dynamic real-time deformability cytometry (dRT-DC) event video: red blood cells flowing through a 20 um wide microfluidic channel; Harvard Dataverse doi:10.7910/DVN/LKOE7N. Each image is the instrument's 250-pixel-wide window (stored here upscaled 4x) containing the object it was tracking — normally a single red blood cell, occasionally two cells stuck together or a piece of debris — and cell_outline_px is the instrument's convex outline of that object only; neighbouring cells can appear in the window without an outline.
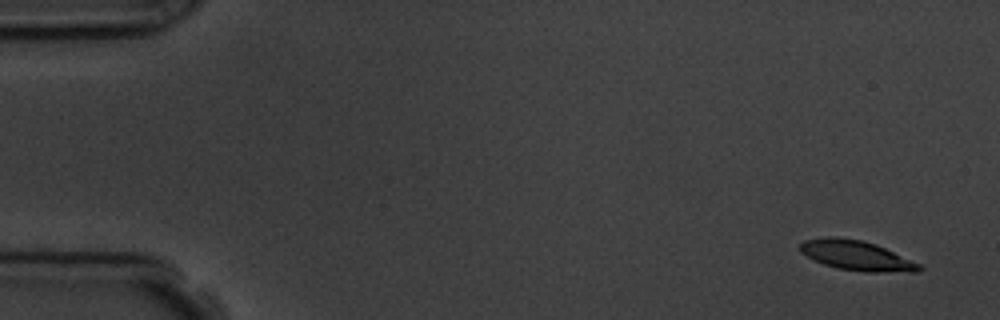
{"species": "common noctule bat (a hibernating species)", "species_latin": "Nyctalus noctula", "temperature_condition": "room temperature", "stored_images_in_passage": 4, "camera_frame_rate_fps": 3000, "um_per_image_px": 0.085, "animal": {"sex": "male", "body_mass_g": 19.5, "forearm_length_mm": 54.6}, "frame": {"image": 1, "passage_image": 1, "time_ms": 0.0, "image_size_px": [1000, 320], "cell_outline_px": [[924, 268], [916, 272], [868, 272], [836, 268], [824, 264], [800, 252], [800, 244], [804, 240], [828, 236], [836, 236], [864, 240], [876, 244], [920, 264]], "centroid_in_image_um": [72.81, 21.71], "position_along_channel_um": 12.2, "area_um2": 20.69}}